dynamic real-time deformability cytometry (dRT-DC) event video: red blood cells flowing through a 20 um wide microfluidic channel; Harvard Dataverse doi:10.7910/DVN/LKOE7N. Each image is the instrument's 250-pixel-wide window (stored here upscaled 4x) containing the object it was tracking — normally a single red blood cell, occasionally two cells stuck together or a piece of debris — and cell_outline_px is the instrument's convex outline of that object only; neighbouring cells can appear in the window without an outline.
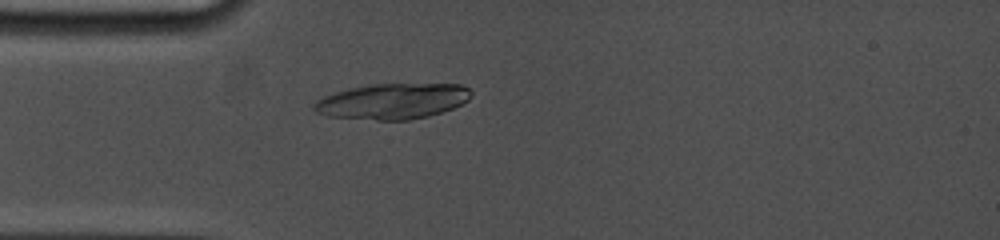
{"species": "common noctule bat (a hibernating species)", "species_latin": "Nyctalus noctula", "temperature_condition": "cold", "stored_images_in_passage": 1, "camera_frame_rate_fps": 5000, "um_per_image_px": 0.085, "animal": {"sex": "female", "body_mass_g": 19.0, "forearm_length_mm": 53.3}, "frame": {"image": 1, "passage_image": 1, "time_ms": 0.0, "image_size_px": [1000, 240], "cell_outline_px": [[472, 96], [468, 100], [452, 108], [428, 116], [408, 120], [376, 120], [328, 116], [316, 112], [312, 108], [312, 104], [316, 100], [324, 96], [348, 88], [372, 84], [460, 84], [468, 88], [472, 92]], "centroid_in_image_um": [33.34, 8.6], "position_along_channel_um": 51.7, "area_um2": 32.6}}